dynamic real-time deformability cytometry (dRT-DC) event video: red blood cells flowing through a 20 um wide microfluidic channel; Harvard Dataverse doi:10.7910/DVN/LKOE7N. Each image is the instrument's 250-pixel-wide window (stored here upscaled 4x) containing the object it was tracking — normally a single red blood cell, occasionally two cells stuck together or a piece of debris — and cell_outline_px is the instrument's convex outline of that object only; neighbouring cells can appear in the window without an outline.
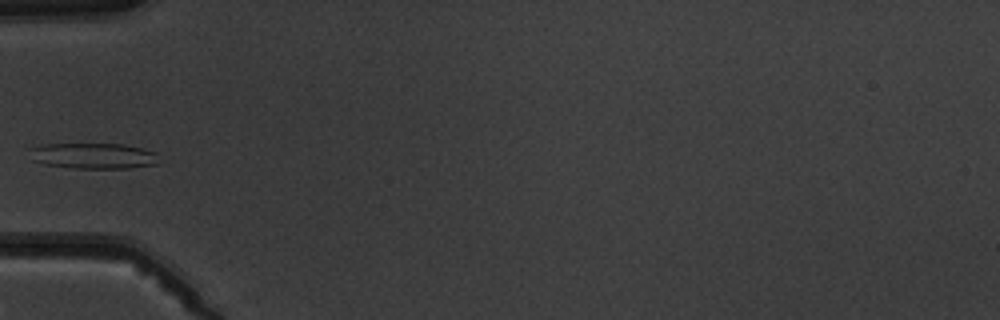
{"species": "common noctule bat (a hibernating species)", "species_latin": "Nyctalus noctula", "temperature_condition": "warm", "stored_images_in_passage": 4, "camera_frame_rate_fps": 3000, "um_per_image_px": 0.085, "animal": {"sex": "male", "body_mass_g": 19.5, "forearm_length_mm": 54.6}, "frame": {"image": 1, "passage_image": 3, "time_ms": 2.333, "image_size_px": [1000, 320], "cell_outline_px": [[156, 164], [128, 168], [76, 168], [44, 164], [32, 160], [28, 148], [40, 144], [124, 144], [156, 152]], "centroid_in_image_um": [7.86, 13.24], "position_along_channel_um": 77.1, "area_um2": 19.31}}